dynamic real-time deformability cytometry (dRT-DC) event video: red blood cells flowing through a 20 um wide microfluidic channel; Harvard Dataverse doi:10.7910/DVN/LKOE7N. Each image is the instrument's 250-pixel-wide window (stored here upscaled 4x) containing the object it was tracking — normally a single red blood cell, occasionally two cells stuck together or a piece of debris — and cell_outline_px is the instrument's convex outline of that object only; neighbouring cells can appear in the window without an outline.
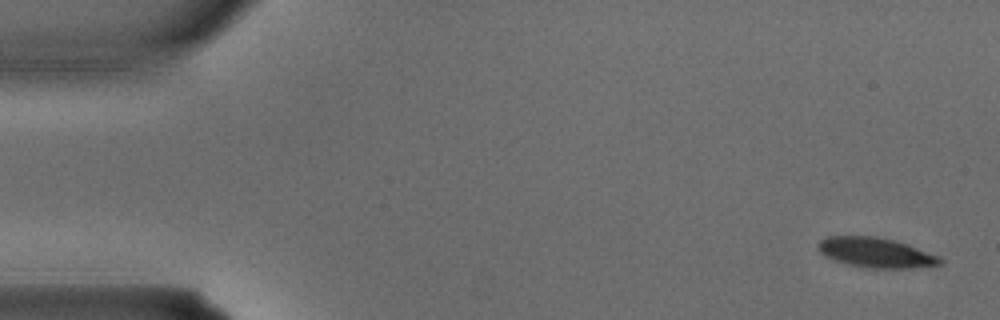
{"species": "common noctule bat (a hibernating species)", "species_latin": "Nyctalus noctula", "temperature_condition": "warm", "stored_images_in_passage": 3, "camera_frame_rate_fps": 3000, "um_per_image_px": 0.085, "animal": {"sex": "male", "body_mass_g": 15.6}, "frame": {"image": 1, "passage_image": 1, "time_ms": 0.0, "image_size_px": [1000, 320], "cell_outline_px": [[944, 260], [940, 264], [912, 268], [868, 268], [848, 264], [824, 256], [820, 252], [816, 244], [820, 240], [828, 236], [876, 236], [896, 240], [908, 244], [940, 256]], "centroid_in_image_um": [74.45, 21.46], "position_along_channel_um": 10.5, "area_um2": 21.39}}
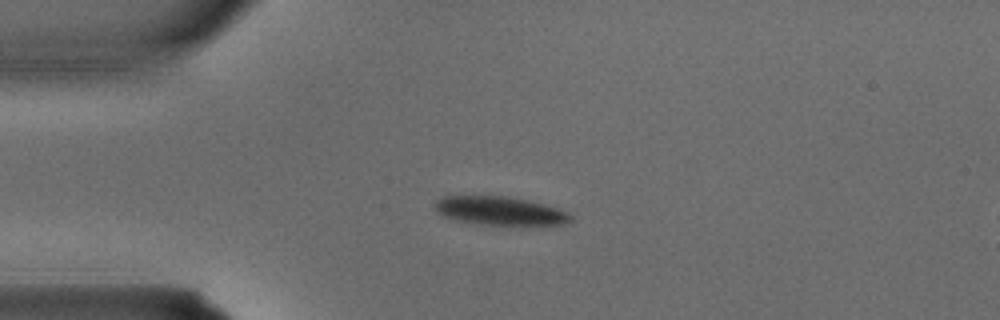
{"frame": {"image": 2, "passage_image": 3, "time_ms": 0.667, "image_size_px": [1000, 320], "cell_outline_px": [[572, 220], [564, 224], [480, 224], [456, 220], [444, 216], [436, 212], [436, 200], [444, 196], [504, 196], [528, 200], [544, 204], [568, 212], [572, 216]], "centroid_in_image_um": [42.48, 17.91], "position_along_channel_um": 42.5, "area_um2": 22.2}}